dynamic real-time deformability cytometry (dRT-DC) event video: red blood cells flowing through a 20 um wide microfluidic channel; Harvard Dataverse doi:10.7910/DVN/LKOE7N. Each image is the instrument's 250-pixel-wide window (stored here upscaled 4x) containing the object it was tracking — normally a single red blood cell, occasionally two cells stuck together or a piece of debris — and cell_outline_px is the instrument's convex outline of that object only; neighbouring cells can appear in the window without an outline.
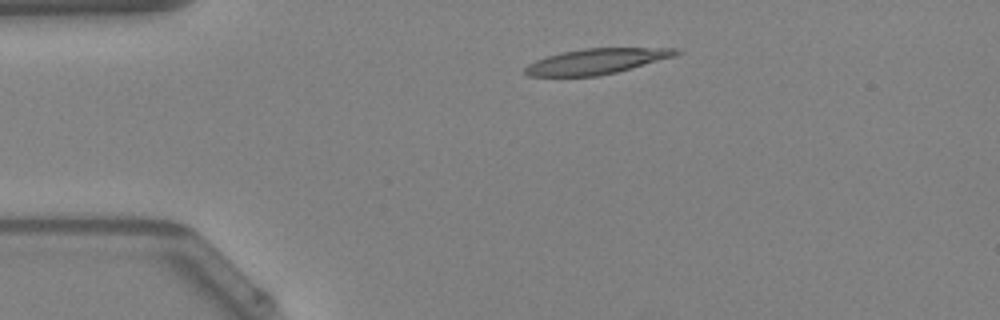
{"species": "Egyptian fruit bat (a non-hibernating species)", "species_latin": "Rousettus aegyptiacus", "temperature_condition": "warm", "stored_images_in_passage": 40, "camera_frame_rate_fps": 3000, "um_per_image_px": 0.085, "animal": {"sex": "female"}, "frame": {"image": 1, "passage_image": 1, "time_ms": 0.0, "image_size_px": [1000, 320], "cell_outline_px": [[684, 52], [676, 56], [616, 72], [596, 76], [528, 76], [524, 72], [524, 68], [528, 64], [536, 60], [560, 52], [584, 48], [680, 48]], "centroid_in_image_um": [50.74, 5.2], "position_along_channel_um": 34.3, "area_um2": 22.43}}
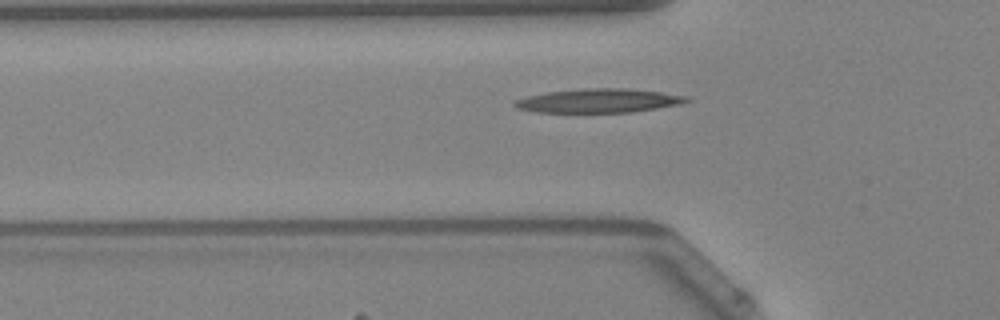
{"frame": {"image": 2, "passage_image": 7, "time_ms": 2.0, "image_size_px": [1000, 320], "cell_outline_px": [[692, 100], [680, 104], [632, 112], [536, 112], [516, 108], [512, 104], [516, 100], [528, 96], [548, 92], [584, 88], [624, 88], [660, 92], [688, 96]], "centroid_in_image_um": [50.9, 8.56], "position_along_channel_um": 74.9, "area_um2": 23.81}}
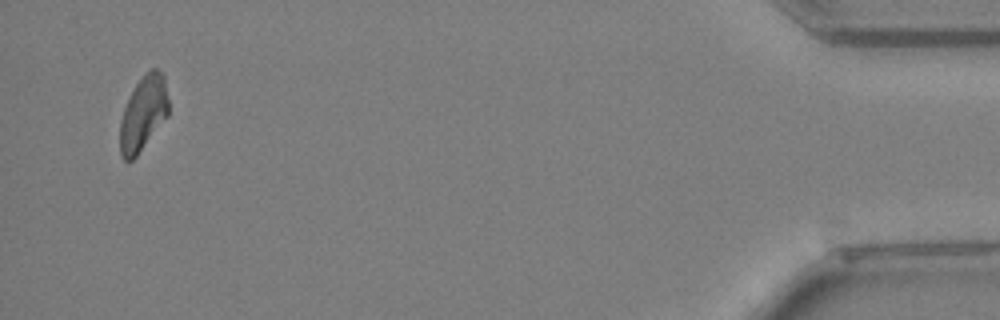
{"frame": {"image": 3, "passage_image": 38, "time_ms": 12.333, "image_size_px": [1000, 320], "cell_outline_px": [[168, 116], [136, 156], [128, 164], [124, 160], [120, 152], [120, 120], [124, 108], [136, 84], [152, 68], [156, 68], [164, 76], [168, 100]], "centroid_in_image_um": [12.17, 9.68], "position_along_channel_um": 423.0, "area_um2": 20.81}}